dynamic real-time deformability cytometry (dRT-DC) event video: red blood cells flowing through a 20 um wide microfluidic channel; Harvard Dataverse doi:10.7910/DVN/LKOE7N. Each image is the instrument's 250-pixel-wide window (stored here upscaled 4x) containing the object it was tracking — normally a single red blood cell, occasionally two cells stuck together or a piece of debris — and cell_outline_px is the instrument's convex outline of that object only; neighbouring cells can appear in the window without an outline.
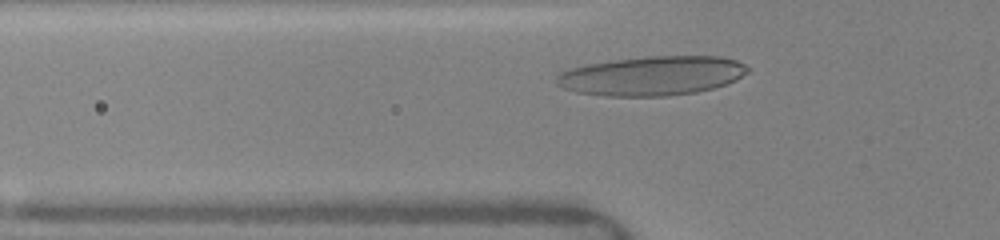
{"species": "human", "species_latin": "Homo sapiens", "temperature_condition": "warm", "stored_images_in_passage": 10, "camera_frame_rate_fps": 3000, "um_per_image_px": 0.085, "donor": {"sex": "female"}, "frame": {"image": 1, "passage_image": 6, "time_ms": 2.0, "image_size_px": [1000, 240], "cell_outline_px": [[748, 72], [736, 80], [712, 88], [696, 92], [668, 96], [604, 96], [576, 92], [564, 88], [556, 84], [556, 76], [560, 72], [572, 68], [588, 64], [616, 60], [648, 56], [720, 56], [736, 60], [744, 64], [748, 68]], "centroid_in_image_um": [55.42, 6.44], "position_along_channel_um": 70.4, "area_um2": 43.64}}
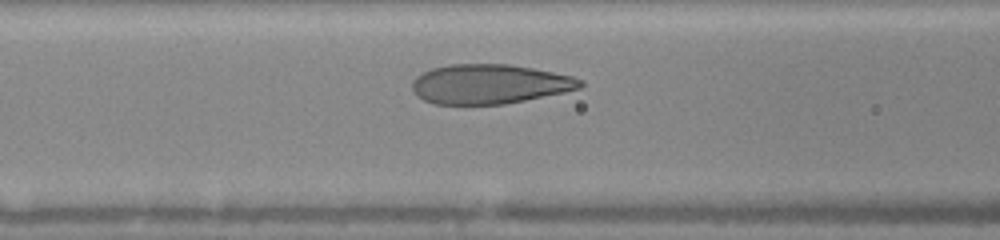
{"frame": {"image": 2, "passage_image": 9, "time_ms": 3.333, "image_size_px": [1000, 240], "cell_outline_px": [[584, 84], [580, 88], [564, 92], [504, 104], [432, 104], [416, 96], [412, 88], [412, 80], [416, 76], [432, 68], [452, 64], [508, 64], [532, 68], [572, 76], [584, 80]], "centroid_in_image_um": [41.59, 7.15], "position_along_channel_um": 125.0, "area_um2": 38.67}}